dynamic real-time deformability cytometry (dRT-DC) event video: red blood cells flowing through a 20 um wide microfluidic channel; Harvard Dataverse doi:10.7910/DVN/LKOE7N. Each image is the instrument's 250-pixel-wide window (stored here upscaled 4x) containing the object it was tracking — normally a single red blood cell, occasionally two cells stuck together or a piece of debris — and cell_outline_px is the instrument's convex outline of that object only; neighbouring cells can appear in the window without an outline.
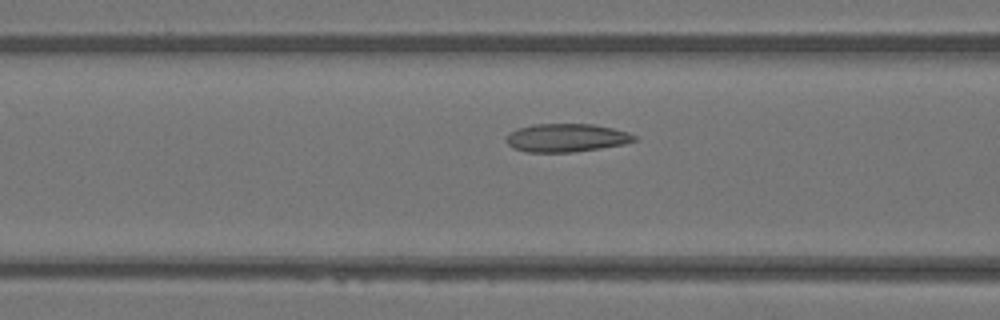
{"species": "Egyptian fruit bat (a non-hibernating species)", "species_latin": "Rousettus aegyptiacus", "temperature_condition": "warm", "stored_images_in_passage": 41, "camera_frame_rate_fps": 3000, "um_per_image_px": 0.085, "animal": {"sex": "female"}, "frame": {"image": 1, "passage_image": 11, "time_ms": 3.333, "image_size_px": [1000, 320], "cell_outline_px": [[636, 140], [624, 144], [600, 148], [572, 152], [528, 152], [512, 148], [504, 140], [508, 132], [516, 128], [532, 124], [592, 124], [612, 128], [628, 132], [636, 136]], "centroid_in_image_um": [48.08, 11.71], "position_along_channel_um": 118.5, "area_um2": 21.21}}
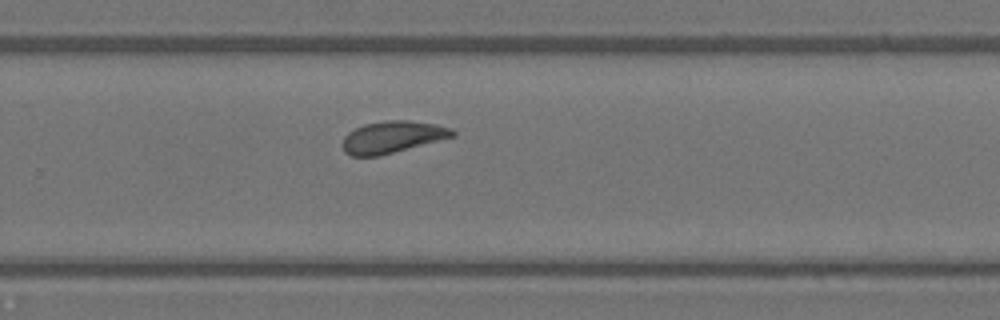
{"frame": {"image": 2, "passage_image": 24, "time_ms": 7.667, "image_size_px": [1000, 320], "cell_outline_px": [[456, 136], [380, 156], [352, 156], [344, 152], [340, 144], [344, 136], [348, 132], [364, 124], [388, 120], [408, 120], [436, 124], [452, 128], [456, 132]], "centroid_in_image_um": [33.34, 11.65], "position_along_channel_um": 296.5, "area_um2": 20.69}}
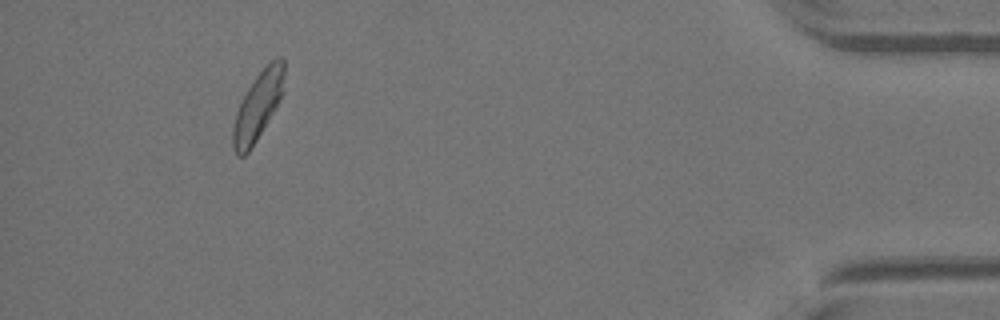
{"frame": {"image": 3, "passage_image": 37, "time_ms": 12.0, "image_size_px": [1000, 320], "cell_outline_px": [[284, 92], [276, 108], [256, 140], [248, 152], [244, 156], [236, 156], [232, 148], [232, 128], [236, 112], [248, 88], [256, 76], [276, 56], [284, 56]], "centroid_in_image_um": [21.93, 9.01], "position_along_channel_um": 413.3, "area_um2": 20.35}, "authors_computed_cell_mechanics": {"area_um2": 20.6924, "velocity_mm_per_s": 4.1174, "shape_relaxation_time_tau1_ms": 8.5391, "shape_relaxation_time_tau2_ms": 1.9314, "deformation_change_tau1": 0.1827, "deformation_change_tau2": 0.0689}}